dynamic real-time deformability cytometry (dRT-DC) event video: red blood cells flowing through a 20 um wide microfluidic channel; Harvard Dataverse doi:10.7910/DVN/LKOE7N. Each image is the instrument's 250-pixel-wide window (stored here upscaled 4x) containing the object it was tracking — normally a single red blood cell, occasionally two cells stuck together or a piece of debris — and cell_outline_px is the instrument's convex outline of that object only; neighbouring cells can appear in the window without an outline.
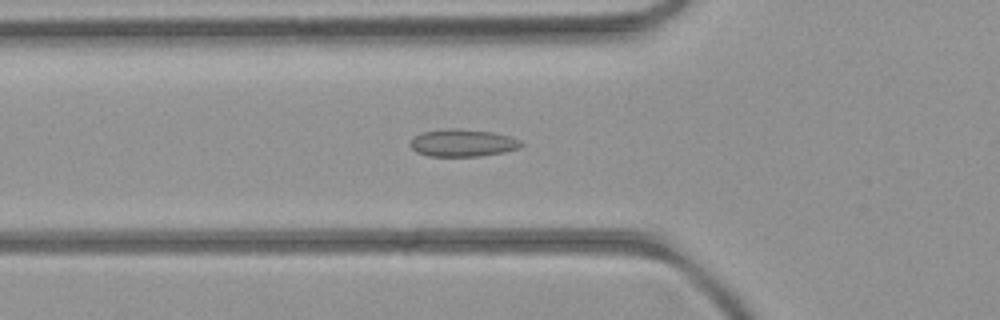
{"species": "common noctule bat (a hibernating species)", "species_latin": "Nyctalus noctula", "temperature_condition": "room temperature", "stored_images_in_passage": 53, "camera_frame_rate_fps": 3000, "um_per_image_px": 0.085, "animal": {"sex": "female", "body_mass_g": 21.9}, "frame": {"image": 1, "passage_image": 19, "time_ms": 6.0, "image_size_px": [1000, 320], "cell_outline_px": [[524, 144], [520, 148], [504, 152], [480, 156], [428, 156], [416, 152], [408, 144], [416, 136], [424, 132], [448, 128], [492, 132], [508, 136], [520, 140]], "centroid_in_image_um": [39.34, 12.16], "position_along_channel_um": 86.5, "area_um2": 17.51}}
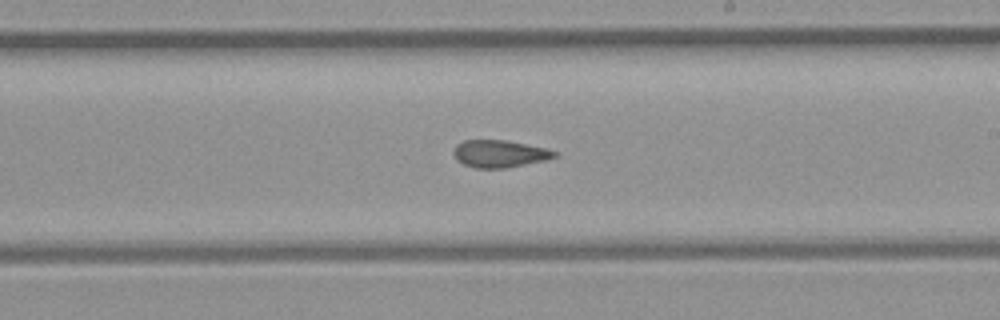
{"frame": {"image": 2, "passage_image": 31, "time_ms": 10.0, "image_size_px": [1000, 320], "cell_outline_px": [[556, 156], [544, 160], [504, 168], [476, 168], [464, 164], [452, 152], [456, 144], [464, 140], [504, 140], [544, 148], [556, 152]], "centroid_in_image_um": [42.41, 13.06], "position_along_channel_um": 246.6, "area_um2": 15.61}}
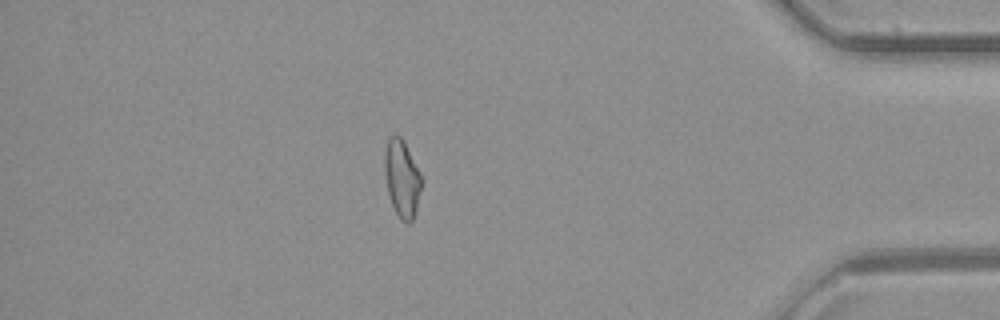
{"frame": {"image": 3, "passage_image": 46, "time_ms": 15.0, "image_size_px": [1000, 320], "cell_outline_px": [[424, 180], [416, 208], [412, 220], [408, 224], [400, 220], [392, 204], [388, 192], [384, 168], [384, 152], [388, 140], [392, 136], [400, 136], [404, 140], [424, 176]], "centroid_in_image_um": [34.21, 15.15], "position_along_channel_um": 401.0, "area_um2": 16.94}, "authors_computed_cell_mechanics": {"area_um2": 17.051, "velocity_mm_per_s": 3.9781, "shape_relaxation_time_tau1_ms": null, "shape_relaxation_time_tau2_ms": 2.7214, "deformation_change_tau1": null, "deformation_change_tau2": 0.0976}}